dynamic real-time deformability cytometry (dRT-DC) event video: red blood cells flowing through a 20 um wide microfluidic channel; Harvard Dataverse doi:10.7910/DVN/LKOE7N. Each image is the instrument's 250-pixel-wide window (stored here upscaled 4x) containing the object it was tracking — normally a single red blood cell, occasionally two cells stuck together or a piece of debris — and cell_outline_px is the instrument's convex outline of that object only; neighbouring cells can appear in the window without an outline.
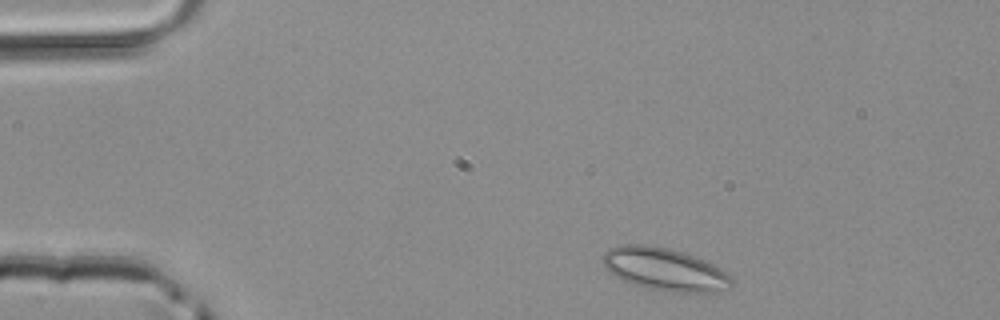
{"species": "common noctule bat (a hibernating species)", "species_latin": "Nyctalus noctula", "temperature_condition": "room temperature", "stored_images_in_passage": 44, "camera_frame_rate_fps": 3000, "um_per_image_px": 0.085, "animal": {"sex": "male", "body_mass_g": 20.4}, "frame": {"image": 1, "passage_image": 2, "time_ms": 0.333, "image_size_px": [1000, 320], "cell_outline_px": [[732, 284], [728, 288], [716, 292], [672, 292], [632, 284], [620, 280], [608, 272], [604, 268], [604, 252], [608, 248], [620, 244], [644, 244], [668, 248], [684, 252], [704, 260], [720, 268], [732, 280]], "centroid_in_image_um": [56.44, 22.88], "position_along_channel_um": 28.6, "area_um2": 31.96}}
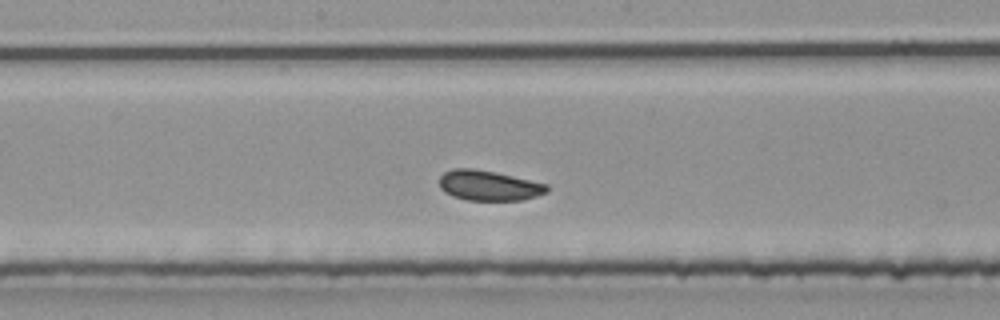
{"frame": {"image": 2, "passage_image": 20, "time_ms": 6.333, "image_size_px": [1000, 320], "cell_outline_px": [[548, 192], [524, 200], [468, 200], [452, 196], [444, 192], [440, 188], [440, 176], [444, 172], [452, 168], [472, 168], [512, 176], [548, 184]], "centroid_in_image_um": [41.53, 15.77], "position_along_channel_um": 206.7, "area_um2": 18.84}}
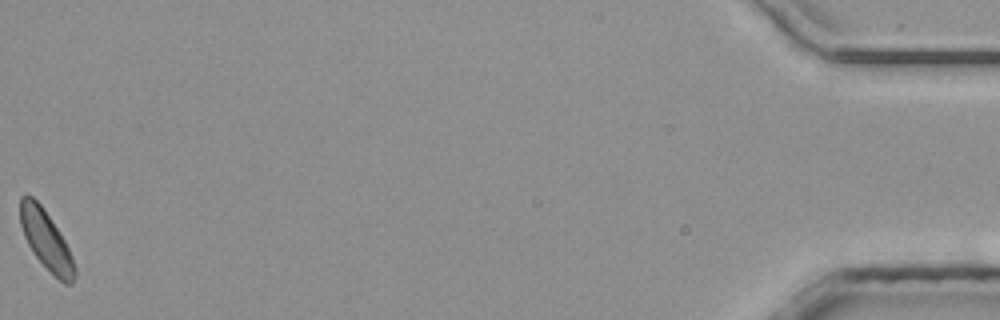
{"frame": {"image": 3, "passage_image": 44, "time_ms": 14.333, "image_size_px": [1000, 320], "cell_outline_px": [[76, 276], [72, 284], [64, 284], [32, 252], [24, 236], [20, 224], [20, 196], [32, 196], [40, 204], [64, 240], [68, 248], [76, 268]], "centroid_in_image_um": [3.91, 20.42], "position_along_channel_um": 431.3, "area_um2": 18.21}}